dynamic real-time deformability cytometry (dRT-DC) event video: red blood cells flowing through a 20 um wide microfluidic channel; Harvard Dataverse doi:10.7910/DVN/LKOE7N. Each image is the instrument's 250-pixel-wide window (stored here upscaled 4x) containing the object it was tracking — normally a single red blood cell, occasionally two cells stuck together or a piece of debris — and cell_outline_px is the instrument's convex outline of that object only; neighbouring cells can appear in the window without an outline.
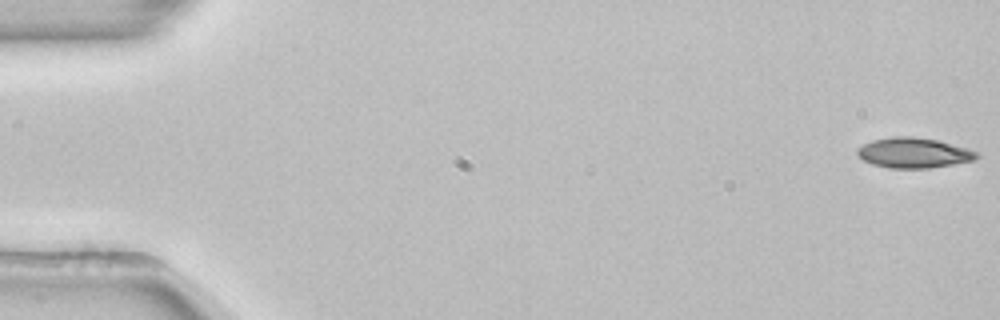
{"species": "common noctule bat (a hibernating species)", "species_latin": "Nyctalus noctula", "temperature_condition": "room temperature", "stored_images_in_passage": 16, "camera_frame_rate_fps": 3000, "um_per_image_px": 0.085, "animal": {"sex": "female", "body_mass_g": 22.7, "forearm_length_mm": 54.2}, "frame": {"image": 1, "passage_image": 1, "time_ms": 0.0, "image_size_px": [1000, 320], "cell_outline_px": [[980, 156], [976, 160], [928, 168], [892, 168], [872, 164], [864, 160], [856, 152], [856, 148], [872, 140], [892, 136], [908, 136], [936, 140], [968, 148], [976, 152]], "centroid_in_image_um": [77.66, 12.99], "position_along_channel_um": 7.3, "area_um2": 20.87}}
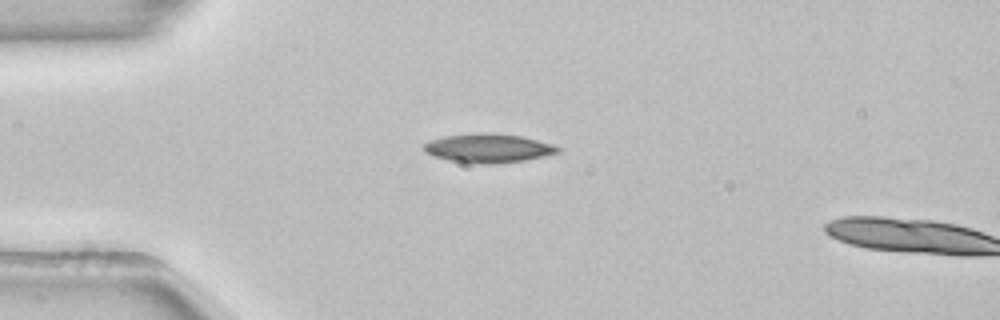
{"frame": {"image": 2, "passage_image": 14, "time_ms": 4.333, "image_size_px": [1000, 320], "cell_outline_px": [[560, 152], [544, 156], [524, 160], [452, 160], [432, 156], [424, 152], [424, 144], [432, 140], [444, 136], [472, 132], [488, 132], [520, 136], [552, 144], [560, 148]], "centroid_in_image_um": [41.49, 12.52], "position_along_channel_um": 43.5, "area_um2": 21.27}}